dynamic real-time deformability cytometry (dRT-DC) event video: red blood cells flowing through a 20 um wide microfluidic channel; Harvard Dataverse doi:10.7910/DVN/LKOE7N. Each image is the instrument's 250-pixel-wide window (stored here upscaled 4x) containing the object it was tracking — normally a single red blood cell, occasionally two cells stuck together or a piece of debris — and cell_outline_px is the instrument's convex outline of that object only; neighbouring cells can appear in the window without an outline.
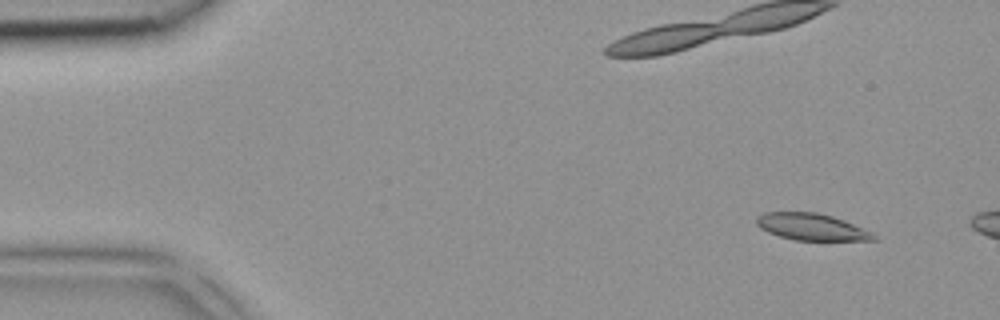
{"species": "common noctule bat (a hibernating species)", "species_latin": "Nyctalus noctula", "temperature_condition": "room temperature", "stored_images_in_passage": 3, "camera_frame_rate_fps": 3000, "um_per_image_px": 0.085, "animal": {"sex": "female", "body_mass_g": 18.4}, "frame": {"image": 1, "passage_image": 1, "time_ms": 0.0, "image_size_px": [1000, 320], "cell_outline_px": [[880, 240], [792, 240], [768, 232], [760, 228], [756, 224], [756, 216], [764, 212], [816, 212], [832, 216], [844, 220], [872, 232]], "centroid_in_image_um": [68.97, 19.28], "position_along_channel_um": 16.0, "area_um2": 18.32}}